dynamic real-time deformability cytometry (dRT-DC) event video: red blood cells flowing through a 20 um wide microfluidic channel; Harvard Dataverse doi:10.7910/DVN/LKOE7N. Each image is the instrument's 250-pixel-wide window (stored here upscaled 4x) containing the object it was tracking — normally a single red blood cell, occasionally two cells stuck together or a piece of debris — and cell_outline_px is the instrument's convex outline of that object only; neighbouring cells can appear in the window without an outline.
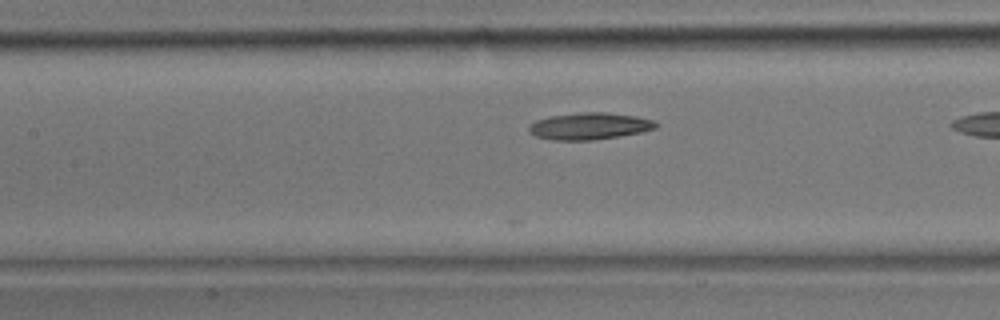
{"species": "common noctule bat (a hibernating species)", "species_latin": "Nyctalus noctula", "temperature_condition": "room temperature", "stored_images_in_passage": 8, "camera_frame_rate_fps": 3000, "um_per_image_px": 0.085, "animal": {"sex": "male", "body_mass_g": 17.9}, "frame": {"image": 1, "passage_image": 5, "time_ms": 1.333, "image_size_px": [1000, 320], "cell_outline_px": [[660, 124], [656, 128], [640, 132], [620, 136], [592, 140], [552, 140], [536, 136], [528, 128], [528, 124], [536, 120], [548, 116], [580, 112], [608, 112], [636, 116], [652, 120]], "centroid_in_image_um": [50.1, 10.71], "position_along_channel_um": 157.3, "area_um2": 19.94}}